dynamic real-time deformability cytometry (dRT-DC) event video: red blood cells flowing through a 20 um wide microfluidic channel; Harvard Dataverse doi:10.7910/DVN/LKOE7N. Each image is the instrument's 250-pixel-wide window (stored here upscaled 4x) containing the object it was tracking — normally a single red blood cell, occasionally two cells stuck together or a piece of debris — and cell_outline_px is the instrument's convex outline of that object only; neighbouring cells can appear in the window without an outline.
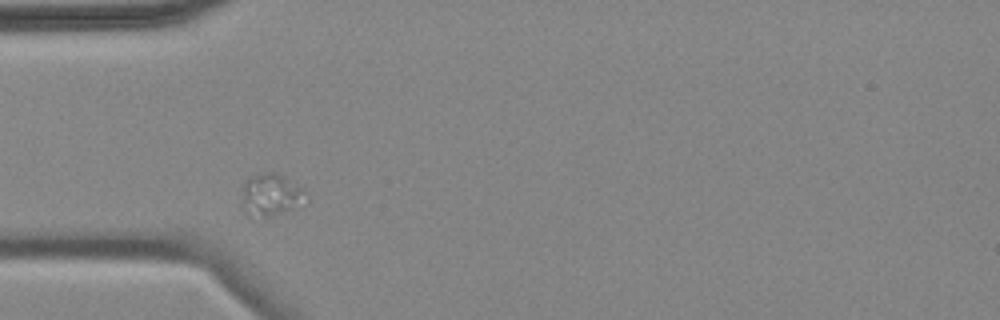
{"species": "common noctule bat (a hibernating species)", "species_latin": "Nyctalus noctula", "temperature_condition": "cold", "stored_images_in_passage": 2, "camera_frame_rate_fps": 3000, "um_per_image_px": 0.085, "animal": {"sex": "female", "body_mass_g": 18.4}, "frame": {"image": 1, "passage_image": 1, "time_ms": 0.0, "image_size_px": [1000, 320], "cell_outline_px": [[308, 200], [304, 204], [268, 216], [248, 216], [244, 212], [244, 184], [248, 176], [264, 172], [276, 172], [284, 176], [304, 188]], "centroid_in_image_um": [23.07, 16.52], "position_along_channel_um": 61.9, "area_um2": 15.66}}